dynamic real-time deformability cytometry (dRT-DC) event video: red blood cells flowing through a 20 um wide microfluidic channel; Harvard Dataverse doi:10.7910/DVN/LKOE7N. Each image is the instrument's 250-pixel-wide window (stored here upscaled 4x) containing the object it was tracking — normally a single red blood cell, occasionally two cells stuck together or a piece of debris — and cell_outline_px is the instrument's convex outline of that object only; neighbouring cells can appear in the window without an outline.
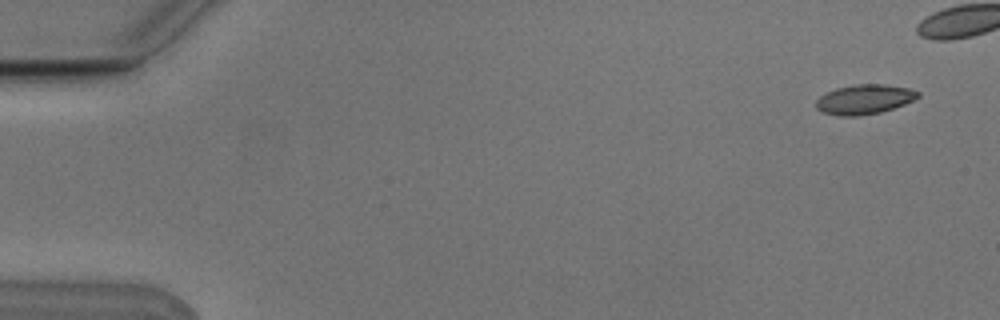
{"species": "Egyptian fruit bat (a non-hibernating species)", "species_latin": "Rousettus aegyptiacus", "temperature_condition": "cold", "stored_images_in_passage": 7, "camera_frame_rate_fps": 3000, "um_per_image_px": 0.085, "animal": {"sex": "male"}, "frame": {"image": 1, "passage_image": 1, "time_ms": 0.0, "image_size_px": [1000, 320], "cell_outline_px": [[920, 96], [904, 104], [880, 112], [856, 116], [840, 116], [824, 112], [816, 108], [816, 100], [820, 96], [836, 88], [856, 84], [884, 84], [908, 88], [920, 92]], "centroid_in_image_um": [73.47, 8.44], "position_along_channel_um": 11.5, "area_um2": 17.4}}
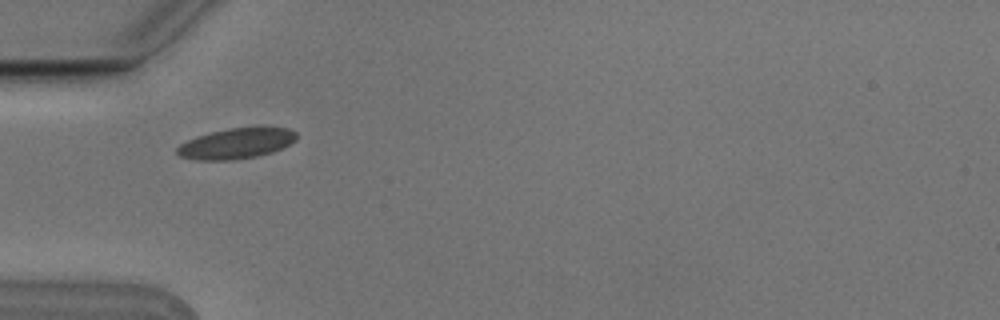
{"frame": {"image": 2, "passage_image": 6, "time_ms": 1.667, "image_size_px": [1000, 320], "cell_outline_px": [[296, 140], [272, 152], [256, 156], [228, 160], [196, 160], [180, 156], [176, 152], [176, 148], [180, 144], [196, 136], [228, 128], [288, 128], [296, 132]], "centroid_in_image_um": [20.04, 12.2], "position_along_channel_um": 65.0, "area_um2": 20.87}}